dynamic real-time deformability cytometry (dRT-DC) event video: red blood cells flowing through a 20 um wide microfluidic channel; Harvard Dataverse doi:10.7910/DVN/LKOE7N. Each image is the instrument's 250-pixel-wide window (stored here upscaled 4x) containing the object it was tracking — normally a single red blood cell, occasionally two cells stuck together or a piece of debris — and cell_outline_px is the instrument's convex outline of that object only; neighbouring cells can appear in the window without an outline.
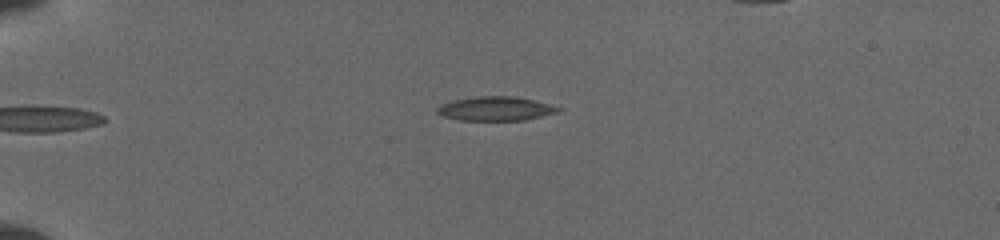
{"species": "common noctule bat (a hibernating species)", "species_latin": "Nyctalus noctula", "temperature_condition": "cold", "stored_images_in_passage": 38, "camera_frame_rate_fps": 3000, "um_per_image_px": 0.085, "animal": {"sex": "female", "body_mass_g": 19.5, "forearm_length_mm": 54.1}, "frame": {"image": 1, "passage_image": 1, "time_ms": 0.0, "image_size_px": [1000, 240], "cell_outline_px": [[564, 108], [560, 112], [524, 120], [460, 120], [444, 116], [436, 112], [436, 108], [444, 104], [456, 100], [480, 96], [512, 96], [532, 100]], "centroid_in_image_um": [42.18, 9.24], "position_along_channel_um": 42.8, "area_um2": 16.7}}
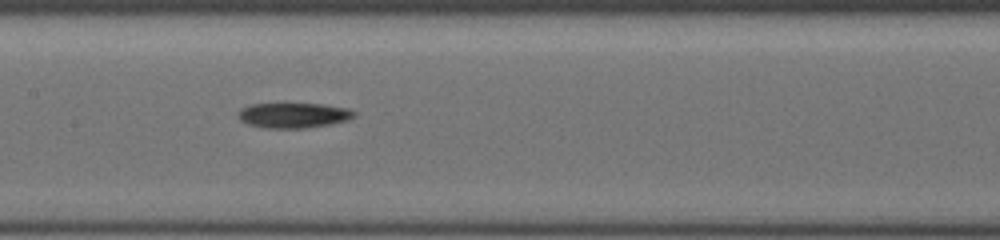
{"frame": {"image": 2, "passage_image": 23, "time_ms": 4.667, "image_size_px": [1000, 240], "cell_outline_px": [[356, 116], [348, 120], [308, 128], [264, 128], [248, 124], [240, 120], [236, 116], [236, 112], [240, 108], [252, 104], [284, 100], [320, 104], [348, 108], [356, 112]], "centroid_in_image_um": [24.88, 9.74], "position_along_channel_um": 182.5, "area_um2": 18.09}}
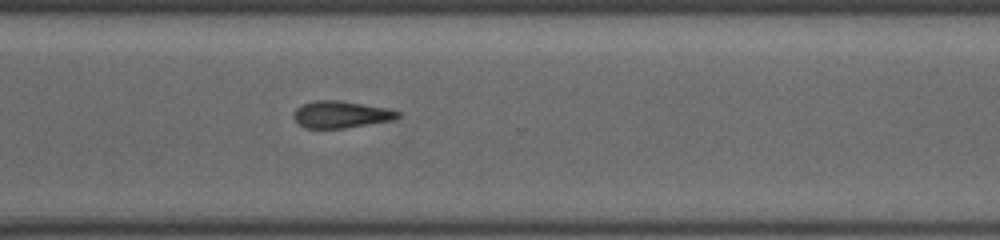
{"frame": {"image": 3, "passage_image": 38, "time_ms": 8.667, "image_size_px": [1000, 240], "cell_outline_px": [[400, 116], [392, 120], [344, 128], [304, 128], [292, 116], [296, 108], [304, 104], [316, 100], [340, 100], [388, 108], [400, 112]], "centroid_in_image_um": [28.98, 9.72], "position_along_channel_um": 341.6, "area_um2": 16.24}}